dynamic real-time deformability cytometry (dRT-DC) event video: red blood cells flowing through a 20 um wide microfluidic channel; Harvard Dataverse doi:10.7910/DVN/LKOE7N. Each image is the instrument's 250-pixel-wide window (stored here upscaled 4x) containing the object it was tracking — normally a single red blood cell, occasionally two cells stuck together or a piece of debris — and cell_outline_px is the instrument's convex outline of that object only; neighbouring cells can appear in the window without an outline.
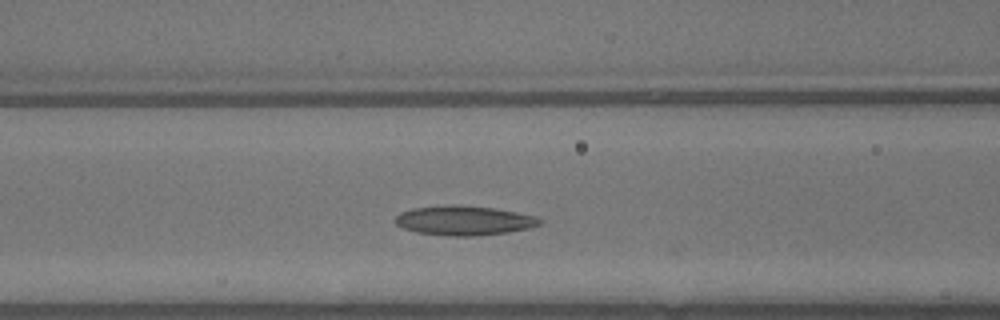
{"species": "common noctule bat (a hibernating species)", "species_latin": "Nyctalus noctula", "temperature_condition": "warm", "stored_images_in_passage": 32, "camera_frame_rate_fps": 3000, "um_per_image_px": 0.085, "animal": {"sex": "male", "body_mass_g": 13.3}, "frame": {"image": 1, "passage_image": 12, "time_ms": 3.667, "image_size_px": [1000, 320], "cell_outline_px": [[544, 220], [540, 224], [528, 228], [508, 232], [472, 236], [448, 236], [416, 232], [404, 228], [396, 224], [396, 216], [400, 212], [416, 208], [444, 204], [452, 204], [496, 208], [536, 216]], "centroid_in_image_um": [39.46, 18.73], "position_along_channel_um": 127.1, "area_um2": 24.85}}
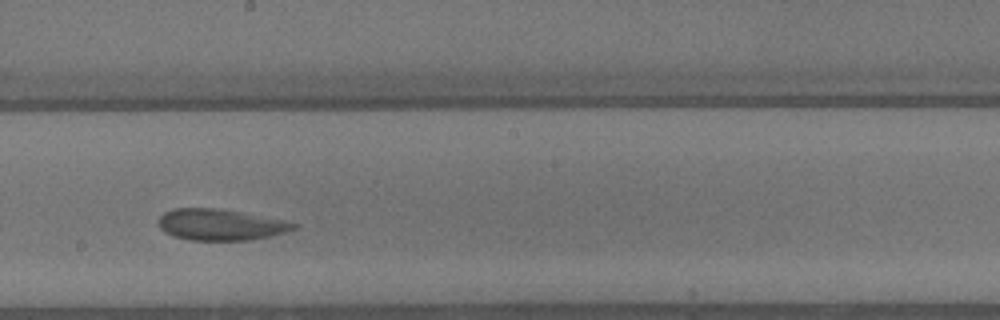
{"frame": {"image": 2, "passage_image": 19, "time_ms": 6.0, "image_size_px": [1000, 320], "cell_outline_px": [[296, 228], [284, 232], [268, 236], [248, 240], [188, 240], [172, 236], [164, 232], [160, 228], [156, 220], [164, 212], [172, 208], [212, 208], [284, 220], [296, 224]], "centroid_in_image_um": [18.63, 19.1], "position_along_channel_um": 229.6, "area_um2": 24.28}}
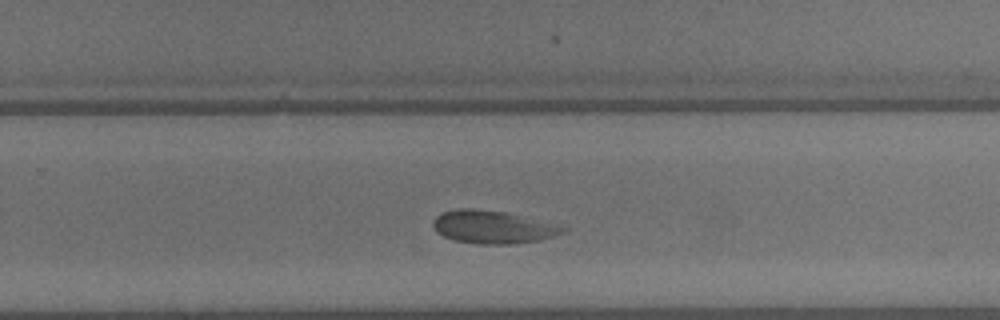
{"frame": {"image": 3, "passage_image": 23, "time_ms": 7.333, "image_size_px": [1000, 320], "cell_outline_px": [[568, 228], [564, 232], [540, 240], [516, 244], [480, 244], [456, 240], [444, 236], [436, 232], [432, 224], [432, 220], [440, 212], [456, 208], [472, 208], [504, 212]], "centroid_in_image_um": [41.8, 19.3], "position_along_channel_um": 288.0, "area_um2": 24.62}, "authors_computed_cell_mechanics": {"area_um2": 24.565, "velocity_mm_per_s": 4.3955, "shape_relaxation_time_tau1_ms": null, "shape_relaxation_time_tau2_ms": 1.9155, "deformation_change_tau1": null, "deformation_change_tau2": 0.0685}}